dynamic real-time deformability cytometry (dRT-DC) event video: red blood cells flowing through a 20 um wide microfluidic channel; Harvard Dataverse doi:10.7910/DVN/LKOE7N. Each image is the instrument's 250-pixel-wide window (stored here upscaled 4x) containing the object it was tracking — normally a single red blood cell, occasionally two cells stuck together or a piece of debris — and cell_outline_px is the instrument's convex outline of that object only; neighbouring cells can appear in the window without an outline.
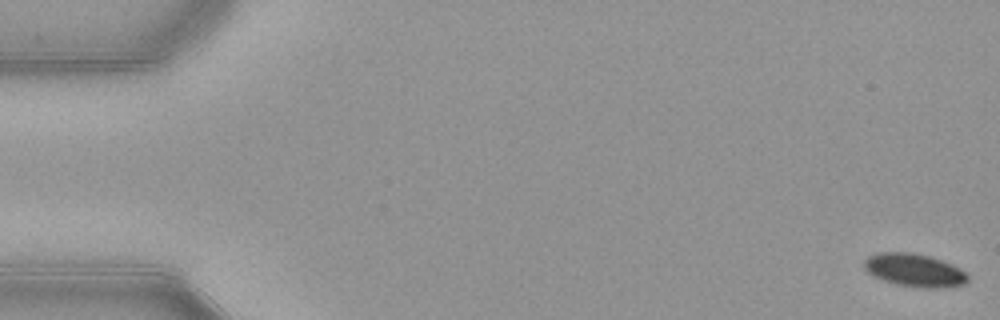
{"species": "common noctule bat (a hibernating species)", "species_latin": "Nyctalus noctula", "temperature_condition": "warm", "stored_images_in_passage": 53, "camera_frame_rate_fps": 3000, "um_per_image_px": 0.085, "animal": {"sex": "female", "body_mass_g": 21.9}, "frame": {"image": 1, "passage_image": 1, "time_ms": 0.0, "image_size_px": [1000, 320], "cell_outline_px": [[968, 280], [964, 284], [936, 288], [924, 288], [896, 284], [884, 280], [868, 272], [864, 268], [864, 260], [868, 256], [876, 252], [912, 252], [928, 256], [952, 264], [960, 268], [968, 276]], "centroid_in_image_um": [77.71, 22.95], "position_along_channel_um": 7.3, "area_um2": 19.77}}
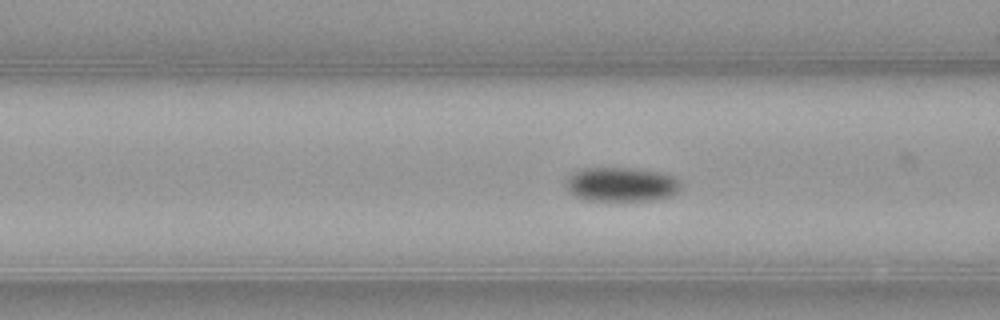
{"frame": {"image": 2, "passage_image": 21, "time_ms": 6.667, "image_size_px": [1000, 320], "cell_outline_px": [[680, 188], [672, 196], [652, 200], [584, 200], [568, 192], [568, 176], [572, 172], [584, 168], [628, 168], [664, 172], [672, 176], [680, 184]], "centroid_in_image_um": [52.81, 15.67], "position_along_channel_um": 113.8, "area_um2": 22.77}}
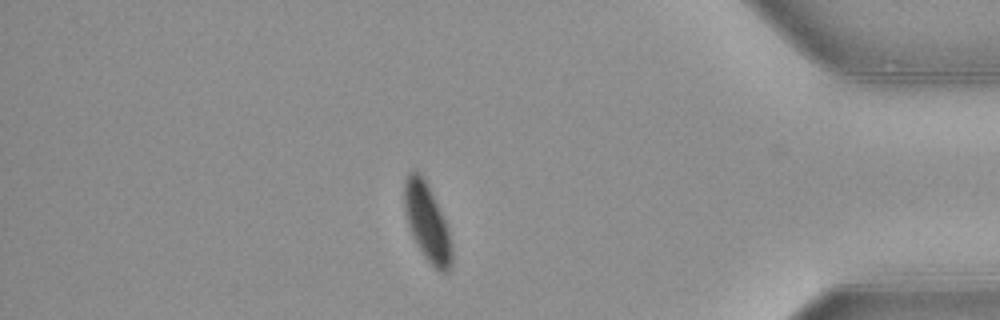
{"frame": {"image": 3, "passage_image": 46, "time_ms": 15.0, "image_size_px": [1000, 320], "cell_outline_px": [[452, 264], [448, 272], [440, 272], [424, 256], [416, 244], [412, 236], [408, 224], [404, 208], [404, 180], [408, 172], [416, 172], [424, 180], [448, 228], [452, 248]], "centroid_in_image_um": [36.29, 18.96], "position_along_channel_um": 398.9, "area_um2": 20.81}, "authors_computed_cell_mechanics": {"area_um2": 22.0218, "velocity_mm_per_s": 3.8795, "shape_relaxation_time_tau1_ms": 4.3154, "shape_relaxation_time_tau2_ms": null, "deformation_change_tau1": 0.1152, "deformation_change_tau2": null}}